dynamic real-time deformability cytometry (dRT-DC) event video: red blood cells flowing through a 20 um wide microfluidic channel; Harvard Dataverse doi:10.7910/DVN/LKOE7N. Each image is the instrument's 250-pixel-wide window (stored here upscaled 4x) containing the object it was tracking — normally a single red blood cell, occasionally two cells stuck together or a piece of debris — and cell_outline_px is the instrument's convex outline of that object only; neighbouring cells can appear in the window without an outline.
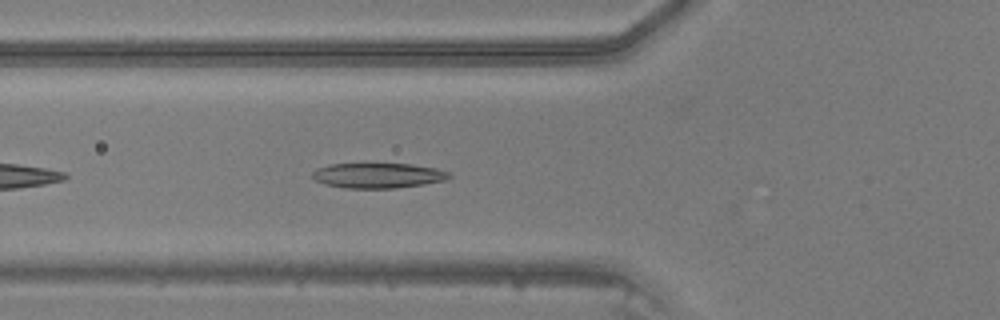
{"species": "common noctule bat (a hibernating species)", "species_latin": "Nyctalus noctula", "temperature_condition": "warm", "stored_images_in_passage": 11, "camera_frame_rate_fps": 3000, "um_per_image_px": 0.085, "animal": {"sex": "male", "body_mass_g": 20.5, "forearm_length_mm": 52.5}, "frame": {"image": 1, "passage_image": 5, "time_ms": 1.333, "image_size_px": [1000, 320], "cell_outline_px": [[452, 176], [444, 180], [424, 184], [396, 188], [344, 188], [324, 184], [316, 180], [312, 176], [312, 172], [316, 168], [328, 164], [412, 164], [436, 168], [448, 172]], "centroid_in_image_um": [32.1, 14.92], "position_along_channel_um": 93.7, "area_um2": 20.0}}